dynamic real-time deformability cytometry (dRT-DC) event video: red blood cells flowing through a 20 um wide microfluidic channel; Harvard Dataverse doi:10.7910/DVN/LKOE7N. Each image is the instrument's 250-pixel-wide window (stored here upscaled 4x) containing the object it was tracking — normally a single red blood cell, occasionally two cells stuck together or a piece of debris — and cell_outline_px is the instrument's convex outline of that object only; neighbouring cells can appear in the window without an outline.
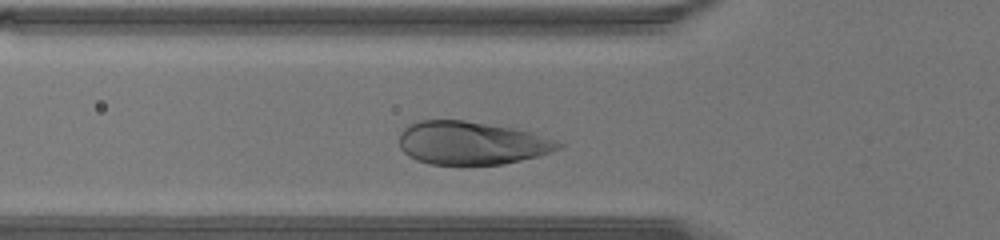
{"species": "human", "species_latin": "Homo sapiens", "temperature_condition": "warm", "stored_images_in_passage": 22, "camera_frame_rate_fps": 3000, "um_per_image_px": 0.085, "donor": {"sex": "male"}, "frame": {"image": 1, "passage_image": 2, "time_ms": 0.333, "image_size_px": [1000, 240], "cell_outline_px": [[564, 144], [560, 148], [552, 152], [540, 156], [504, 164], [428, 164], [416, 160], [408, 156], [400, 148], [400, 132], [408, 124], [420, 120], [464, 120], [512, 128], [532, 132]], "centroid_in_image_um": [40.06, 12.16], "position_along_channel_um": 85.7, "area_um2": 40.06}}
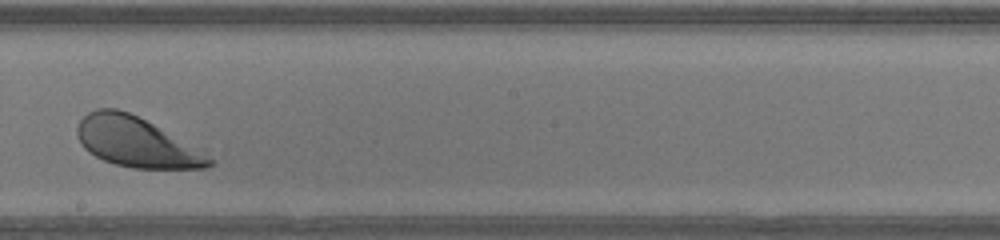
{"frame": {"image": 2, "passage_image": 12, "time_ms": 3.667, "image_size_px": [1000, 240], "cell_outline_px": [[216, 160], [208, 168], [132, 168], [116, 164], [104, 160], [96, 156], [84, 148], [76, 132], [76, 128], [80, 120], [88, 112], [96, 108], [116, 108], [128, 112], [152, 124]], "centroid_in_image_um": [11.53, 12.08], "position_along_channel_um": 236.7, "area_um2": 37.45}}
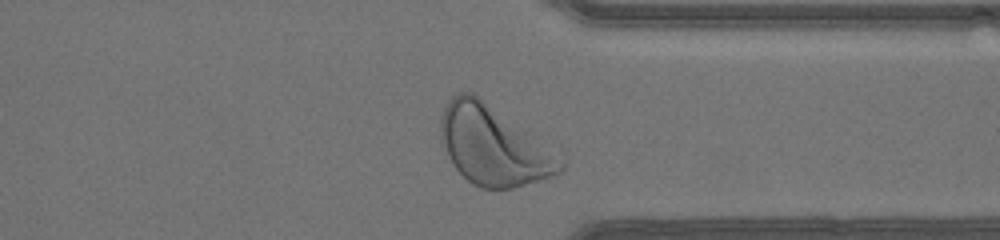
{"frame": {"image": 3, "passage_image": 21, "time_ms": 6.667, "image_size_px": [1000, 240], "cell_outline_px": [[564, 168], [560, 172], [512, 188], [480, 188], [472, 184], [452, 164], [440, 140], [440, 120], [444, 108], [448, 100], [456, 92], [472, 92], [564, 160]], "centroid_in_image_um": [41.85, 12.38], "position_along_channel_um": 369.6, "area_um2": 53.64}}